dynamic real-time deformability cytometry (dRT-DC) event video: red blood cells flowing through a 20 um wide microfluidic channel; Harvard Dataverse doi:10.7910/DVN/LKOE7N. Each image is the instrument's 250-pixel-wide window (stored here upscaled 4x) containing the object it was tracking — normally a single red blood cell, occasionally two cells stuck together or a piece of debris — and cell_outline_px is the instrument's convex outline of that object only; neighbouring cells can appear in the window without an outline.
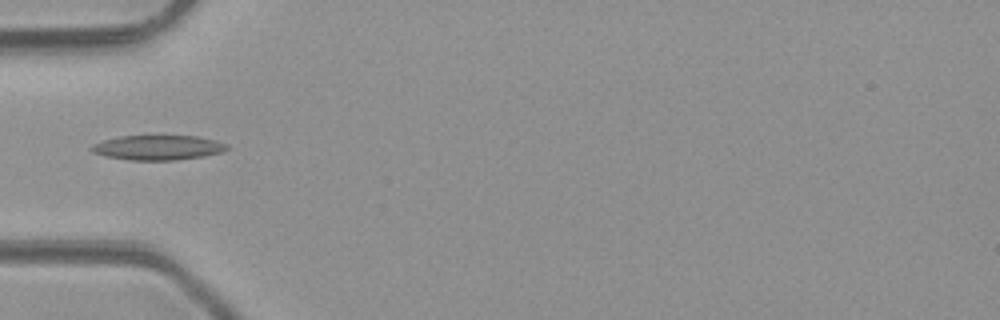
{"species": "common noctule bat (a hibernating species)", "species_latin": "Nyctalus noctula", "temperature_condition": "room temperature", "stored_images_in_passage": 2, "camera_frame_rate_fps": 3000, "um_per_image_px": 0.085, "animal": {"sex": "male", "body_mass_g": 23.1, "forearm_length_mm": 52.7}, "frame": {"image": 1, "passage_image": 2, "time_ms": 1.0, "image_size_px": [1000, 320], "cell_outline_px": [[228, 148], [220, 152], [204, 156], [176, 160], [128, 160], [104, 156], [92, 152], [88, 148], [92, 144], [104, 140], [120, 136], [200, 136], [216, 140], [228, 144]], "centroid_in_image_um": [13.4, 12.54], "position_along_channel_um": 71.6, "area_um2": 19.65}}